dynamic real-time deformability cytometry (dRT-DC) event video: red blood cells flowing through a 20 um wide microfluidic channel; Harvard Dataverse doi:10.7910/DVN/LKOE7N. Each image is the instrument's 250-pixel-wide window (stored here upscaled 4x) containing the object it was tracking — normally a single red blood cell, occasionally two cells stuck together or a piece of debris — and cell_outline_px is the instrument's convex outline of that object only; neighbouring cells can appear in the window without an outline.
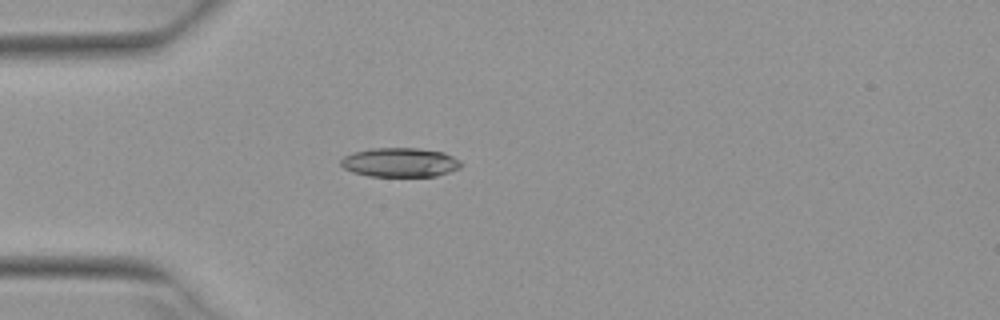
{"species": "Egyptian fruit bat (a non-hibernating species)", "species_latin": "Rousettus aegyptiacus", "temperature_condition": "warm", "stored_images_in_passage": 3, "camera_frame_rate_fps": 3000, "um_per_image_px": 0.085, "animal": {"sex": "female"}, "frame": {"image": 1, "passage_image": 3, "time_ms": 0.667, "image_size_px": [1000, 320], "cell_outline_px": [[460, 168], [436, 176], [368, 176], [352, 172], [344, 168], [340, 164], [340, 160], [344, 156], [352, 152], [372, 148], [416, 148], [444, 152], [460, 160]], "centroid_in_image_um": [33.97, 13.8], "position_along_channel_um": 51.0, "area_um2": 20.46}}